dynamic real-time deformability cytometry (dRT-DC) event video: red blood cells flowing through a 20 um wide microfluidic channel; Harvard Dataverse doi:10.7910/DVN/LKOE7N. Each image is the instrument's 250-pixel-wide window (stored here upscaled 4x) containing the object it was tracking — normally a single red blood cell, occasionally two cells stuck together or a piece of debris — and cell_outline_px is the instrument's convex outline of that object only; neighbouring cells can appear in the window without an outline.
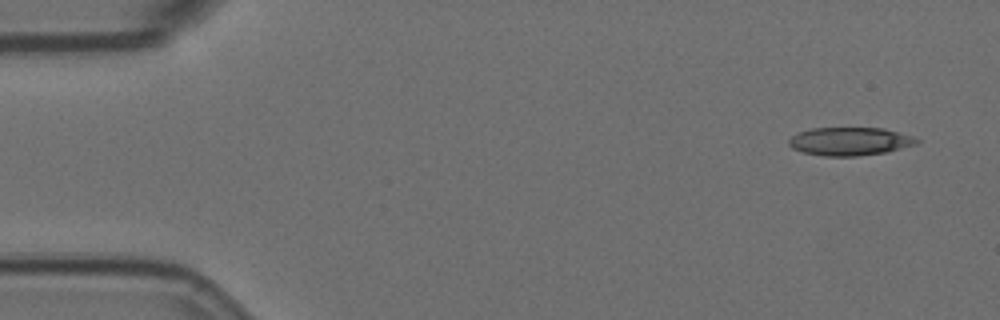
{"species": "Egyptian fruit bat (a non-hibernating species)", "species_latin": "Rousettus aegyptiacus", "temperature_condition": "room temperature", "stored_images_in_passage": 4, "camera_frame_rate_fps": 3000, "um_per_image_px": 0.085, "animal": {"sex": "female"}, "frame": {"image": 1, "passage_image": 1, "time_ms": 0.0, "image_size_px": [1000, 320], "cell_outline_px": [[920, 140], [916, 144], [888, 152], [856, 156], [824, 156], [804, 152], [792, 148], [788, 144], [788, 140], [792, 136], [800, 132], [812, 128], [884, 128], [912, 136]], "centroid_in_image_um": [72.24, 12.02], "position_along_channel_um": 12.8, "area_um2": 20.92}}
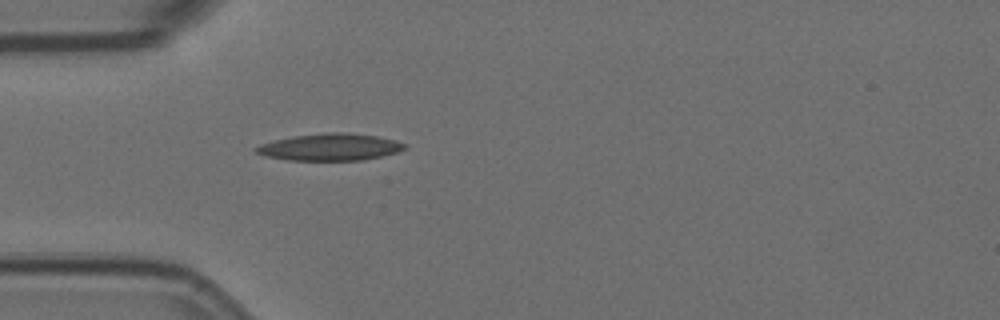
{"frame": {"image": 2, "passage_image": 4, "time_ms": 1.0, "image_size_px": [1000, 320], "cell_outline_px": [[408, 148], [396, 152], [364, 160], [288, 160], [264, 156], [256, 152], [252, 148], [260, 144], [292, 136], [328, 132], [340, 132], [376, 136], [396, 140], [408, 144]], "centroid_in_image_um": [28.05, 12.5], "position_along_channel_um": 56.9, "area_um2": 23.35}}